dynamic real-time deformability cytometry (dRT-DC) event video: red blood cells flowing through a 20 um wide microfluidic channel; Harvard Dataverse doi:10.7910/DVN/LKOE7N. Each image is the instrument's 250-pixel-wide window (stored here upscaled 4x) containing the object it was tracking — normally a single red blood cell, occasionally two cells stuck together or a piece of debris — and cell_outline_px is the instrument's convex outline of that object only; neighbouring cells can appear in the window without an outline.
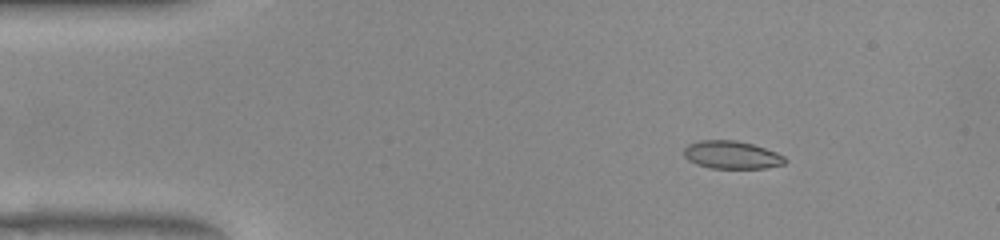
{"species": "common noctule bat (a hibernating species)", "species_latin": "Nyctalus noctula", "temperature_condition": "warm", "stored_images_in_passage": 52, "camera_frame_rate_fps": 3000, "um_per_image_px": 0.085, "animal": {"sex": "female", "body_mass_g": 22.0, "forearm_length_mm": 56.7}, "frame": {"image": 1, "passage_image": 7, "time_ms": 2.0, "image_size_px": [1000, 240], "cell_outline_px": [[788, 160], [784, 164], [764, 168], [708, 168], [696, 164], [688, 160], [684, 156], [684, 148], [688, 144], [700, 140], [736, 140], [752, 144], [776, 152], [784, 156]], "centroid_in_image_um": [62.18, 13.16], "position_along_channel_um": 22.8, "area_um2": 16.47}}
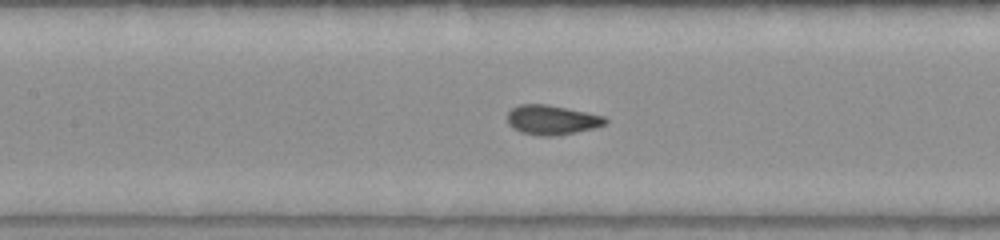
{"frame": {"image": 2, "passage_image": 23, "time_ms": 7.333, "image_size_px": [1000, 240], "cell_outline_px": [[608, 124], [576, 132], [556, 136], [536, 136], [520, 132], [512, 128], [508, 124], [508, 112], [512, 108], [520, 104], [548, 104], [604, 116], [608, 120]], "centroid_in_image_um": [46.89, 10.2], "position_along_channel_um": 160.5, "area_um2": 16.99}}
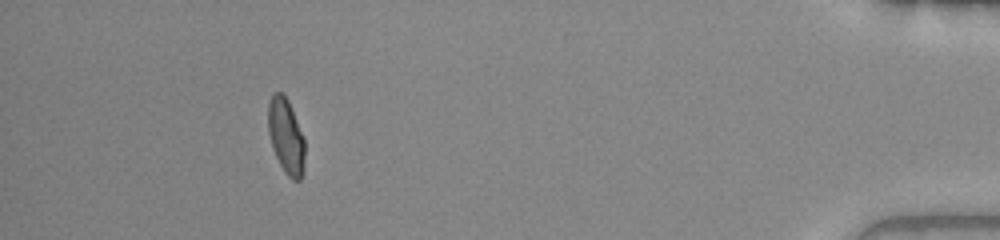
{"frame": {"image": 3, "passage_image": 47, "time_ms": 15.333, "image_size_px": [1000, 240], "cell_outline_px": [[304, 172], [300, 180], [292, 180], [284, 172], [272, 148], [268, 132], [268, 104], [272, 92], [284, 92], [288, 100], [304, 140]], "centroid_in_image_um": [24.29, 11.57], "position_along_channel_um": 410.9, "area_um2": 16.13}, "authors_computed_cell_mechanics": {"area_um2": 16.5308, "velocity_mm_per_s": 3.9327, "shape_relaxation_time_tau1_ms": 4.6089, "shape_relaxation_time_tau2_ms": null, "deformation_change_tau1": 0.2008, "deformation_change_tau2": null}}